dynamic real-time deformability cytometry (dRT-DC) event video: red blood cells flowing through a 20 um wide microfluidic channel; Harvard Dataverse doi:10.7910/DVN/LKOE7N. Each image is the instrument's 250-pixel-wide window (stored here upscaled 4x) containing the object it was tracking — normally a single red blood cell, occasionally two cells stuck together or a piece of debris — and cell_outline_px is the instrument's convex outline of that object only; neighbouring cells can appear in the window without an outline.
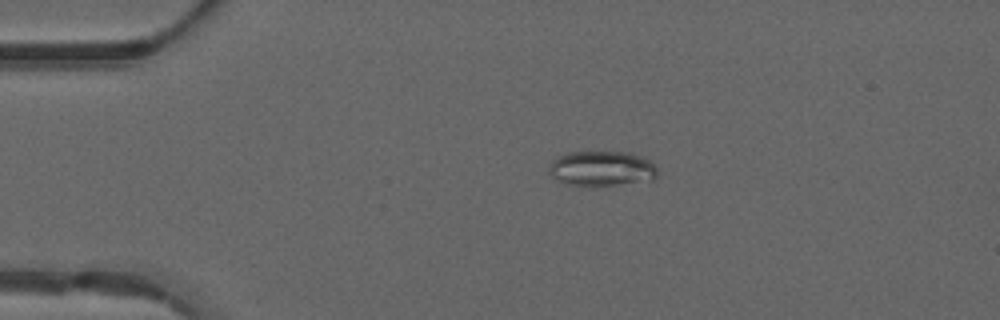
{"species": "common noctule bat (a hibernating species)", "species_latin": "Nyctalus noctula", "temperature_condition": "warm", "stored_images_in_passage": 36, "camera_frame_rate_fps": 3000, "um_per_image_px": 0.085, "animal": {"sex": "male", "forearm_length_mm": 52.5}, "frame": {"image": 1, "passage_image": 1, "time_ms": 0.0, "image_size_px": [1000, 320], "cell_outline_px": [[656, 176], [652, 180], [604, 188], [592, 188], [568, 184], [552, 176], [548, 172], [548, 164], [552, 160], [568, 152], [628, 152], [640, 156], [648, 160], [656, 168]], "centroid_in_image_um": [51.13, 14.37], "position_along_channel_um": 33.9, "area_um2": 22.77}}
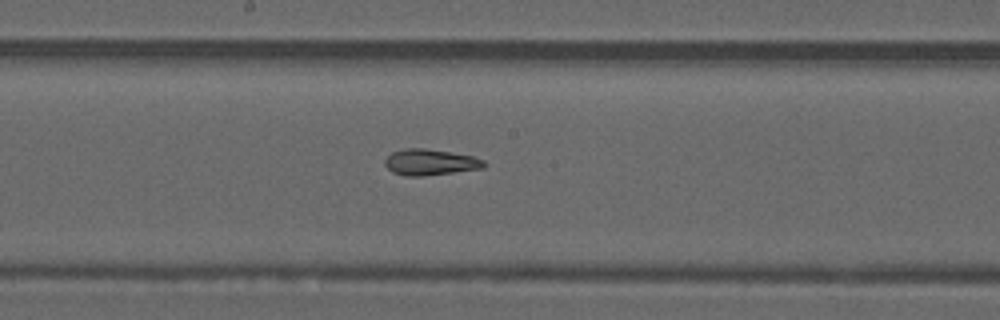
{"frame": {"image": 2, "passage_image": 17, "time_ms": 5.333, "image_size_px": [1000, 320], "cell_outline_px": [[484, 168], [420, 176], [404, 176], [392, 172], [384, 164], [384, 160], [392, 152], [404, 148], [424, 148], [472, 156], [484, 160]], "centroid_in_image_um": [36.51, 13.78], "position_along_channel_um": 211.7, "area_um2": 14.85}}
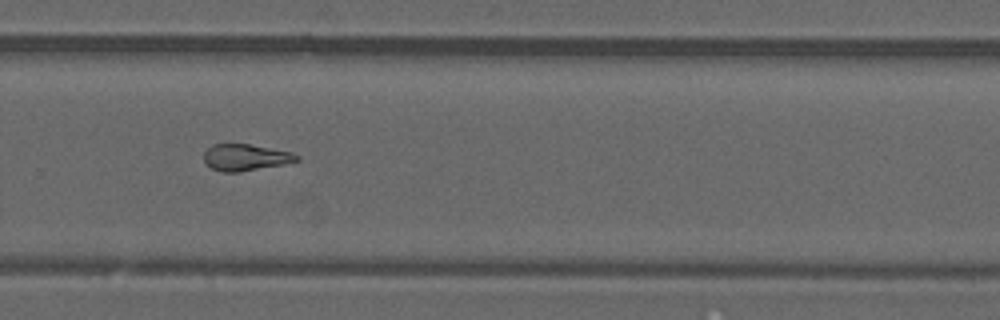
{"frame": {"image": 3, "passage_image": 24, "time_ms": 7.667, "image_size_px": [1000, 320], "cell_outline_px": [[300, 160], [284, 164], [240, 172], [220, 172], [204, 164], [204, 152], [212, 144], [248, 144], [292, 152], [300, 156]], "centroid_in_image_um": [20.85, 13.38], "position_along_channel_um": 308.9, "area_um2": 14.45}, "authors_computed_cell_mechanics": {"area_um2": 14.8835, "velocity_mm_per_s": 4.2, "shape_relaxation_time_tau1_ms": null, "shape_relaxation_time_tau2_ms": 2.6308, "deformation_change_tau1": null, "deformation_change_tau2": 0.0933}}